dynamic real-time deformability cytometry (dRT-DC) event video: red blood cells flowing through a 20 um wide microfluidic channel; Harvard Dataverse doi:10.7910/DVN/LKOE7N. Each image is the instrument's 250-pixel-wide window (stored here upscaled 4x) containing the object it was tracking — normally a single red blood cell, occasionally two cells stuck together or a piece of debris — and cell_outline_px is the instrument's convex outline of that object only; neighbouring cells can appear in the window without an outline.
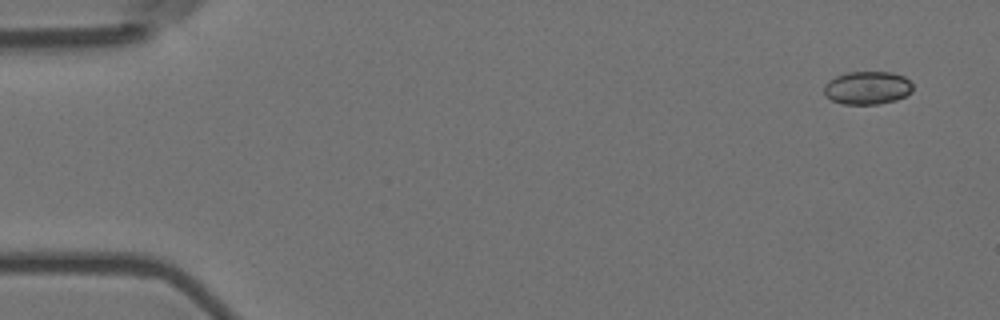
{"species": "Egyptian fruit bat (a non-hibernating species)", "species_latin": "Rousettus aegyptiacus", "temperature_condition": "room temperature", "stored_images_in_passage": 5, "camera_frame_rate_fps": 3000, "um_per_image_px": 0.085, "animal": {"sex": "female"}, "frame": {"image": 1, "passage_image": 1, "time_ms": 0.0, "image_size_px": [1000, 320], "cell_outline_px": [[912, 92], [896, 100], [876, 104], [840, 104], [824, 96], [824, 84], [828, 80], [836, 76], [848, 72], [892, 72], [904, 76], [912, 84]], "centroid_in_image_um": [73.69, 7.46], "position_along_channel_um": 11.3, "area_um2": 17.22}}
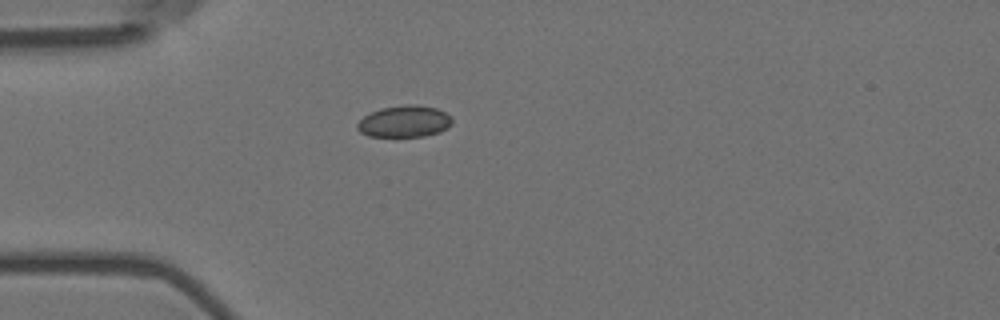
{"frame": {"image": 2, "passage_image": 4, "time_ms": 1.0, "image_size_px": [1000, 320], "cell_outline_px": [[452, 124], [448, 128], [440, 132], [424, 136], [368, 136], [360, 132], [356, 128], [356, 124], [364, 116], [380, 108], [408, 104], [416, 104], [436, 108], [452, 116]], "centroid_in_image_um": [34.39, 10.32], "position_along_channel_um": 50.6, "area_um2": 17.57}}